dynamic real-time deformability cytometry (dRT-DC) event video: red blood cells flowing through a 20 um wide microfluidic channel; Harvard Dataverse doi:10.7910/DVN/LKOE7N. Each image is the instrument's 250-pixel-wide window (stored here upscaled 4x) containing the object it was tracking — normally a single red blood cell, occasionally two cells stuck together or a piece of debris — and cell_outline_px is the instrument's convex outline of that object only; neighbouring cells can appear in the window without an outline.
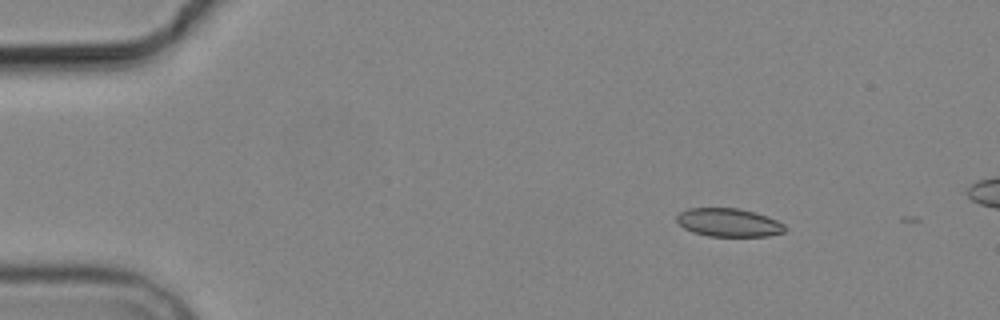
{"species": "common noctule bat (a hibernating species)", "species_latin": "Nyctalus noctula", "temperature_condition": "cold", "stored_images_in_passage": 5, "camera_frame_rate_fps": 3000, "um_per_image_px": 0.085, "animal": {"sex": "male", "body_mass_g": 19.2, "forearm_length_mm": 51.8}, "frame": {"image": 1, "passage_image": 2, "time_ms": 2.0, "image_size_px": [1000, 320], "cell_outline_px": [[784, 232], [768, 236], [708, 236], [692, 232], [684, 228], [676, 220], [676, 216], [680, 212], [688, 208], [740, 208], [776, 220], [784, 224]], "centroid_in_image_um": [61.89, 18.92], "position_along_channel_um": 23.1, "area_um2": 17.69}}